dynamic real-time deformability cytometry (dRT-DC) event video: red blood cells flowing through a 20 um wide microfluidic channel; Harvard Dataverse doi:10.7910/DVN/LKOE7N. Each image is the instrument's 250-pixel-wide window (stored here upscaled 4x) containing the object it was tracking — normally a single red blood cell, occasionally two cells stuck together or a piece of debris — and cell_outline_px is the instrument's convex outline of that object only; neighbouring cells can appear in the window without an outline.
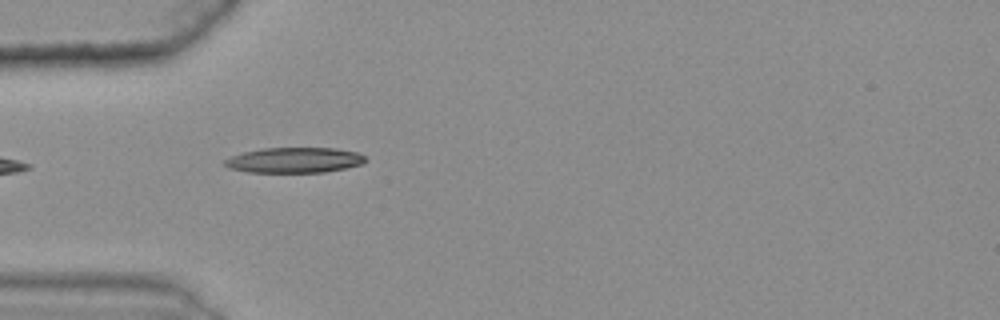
{"species": "common noctule bat (a hibernating species)", "species_latin": "Nyctalus noctula", "temperature_condition": "warm", "stored_images_in_passage": 10, "camera_frame_rate_fps": 3000, "um_per_image_px": 0.085, "animal": {"sex": "female", "body_mass_g": 25.1}, "frame": {"image": 1, "passage_image": 1, "time_ms": 0.0, "image_size_px": [1000, 320], "cell_outline_px": [[368, 160], [364, 164], [324, 172], [248, 172], [228, 168], [224, 164], [224, 160], [232, 156], [244, 152], [264, 148], [336, 148], [356, 152], [364, 156]], "centroid_in_image_um": [25.04, 13.61], "position_along_channel_um": 60.0, "area_um2": 20.75}}
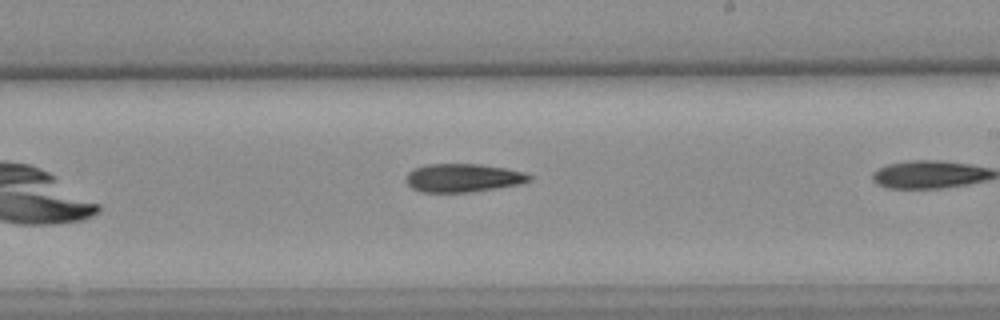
{"frame": {"image": 2, "passage_image": 9, "time_ms": 2.667, "image_size_px": [1000, 320], "cell_outline_px": [[532, 180], [520, 184], [468, 192], [420, 192], [412, 188], [404, 180], [408, 172], [412, 168], [428, 164], [480, 164], [504, 168], [524, 172], [532, 176]], "centroid_in_image_um": [39.32, 15.11], "position_along_channel_um": 249.7, "area_um2": 20.4}}